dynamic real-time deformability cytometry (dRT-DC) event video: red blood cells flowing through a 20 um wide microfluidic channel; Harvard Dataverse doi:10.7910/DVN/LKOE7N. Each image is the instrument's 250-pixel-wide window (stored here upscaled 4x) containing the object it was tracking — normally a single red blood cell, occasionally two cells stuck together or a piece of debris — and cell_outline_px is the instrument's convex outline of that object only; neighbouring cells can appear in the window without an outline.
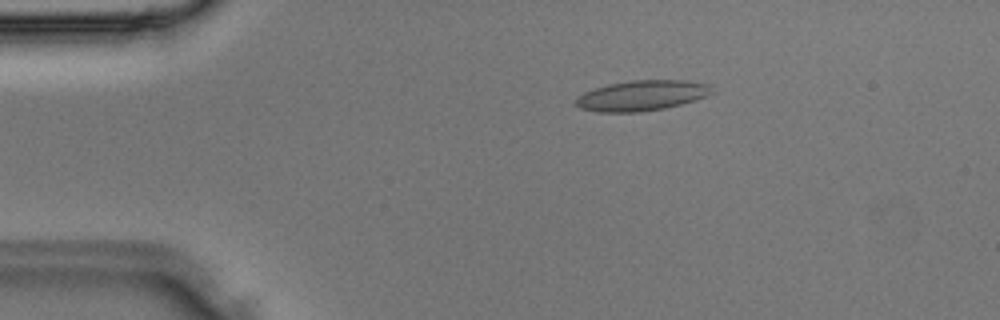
{"species": "Egyptian fruit bat (a non-hibernating species)", "species_latin": "Rousettus aegyptiacus", "temperature_condition": "room temperature", "stored_images_in_passage": 33, "camera_frame_rate_fps": 3000, "um_per_image_px": 0.085, "animal": {"sex": "male"}, "frame": {"image": 1, "passage_image": 3, "time_ms": 0.667, "image_size_px": [1000, 320], "cell_outline_px": [[712, 92], [696, 100], [664, 108], [640, 112], [600, 112], [580, 108], [576, 104], [576, 96], [584, 92], [608, 84], [632, 80], [688, 80], [708, 84]], "centroid_in_image_um": [54.52, 8.12], "position_along_channel_um": 30.5, "area_um2": 23.87}}
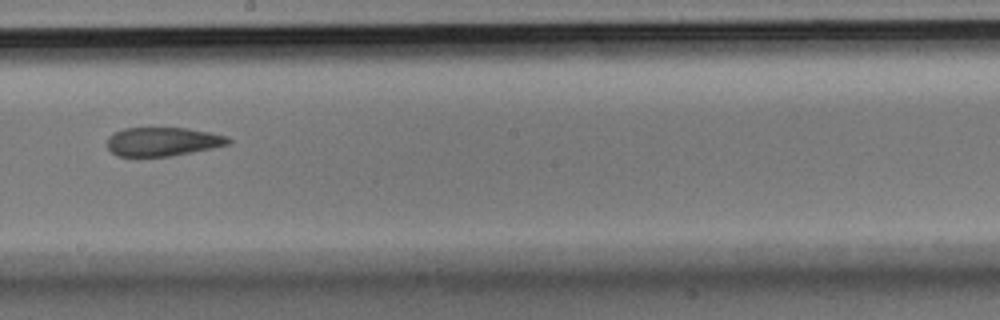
{"frame": {"image": 2, "passage_image": 17, "time_ms": 5.333, "image_size_px": [1000, 320], "cell_outline_px": [[232, 140], [228, 144], [212, 148], [172, 156], [116, 156], [108, 148], [108, 136], [124, 128], [188, 128], [212, 132], [228, 136]], "centroid_in_image_um": [13.86, 12.03], "position_along_channel_um": 234.3, "area_um2": 20.35}}
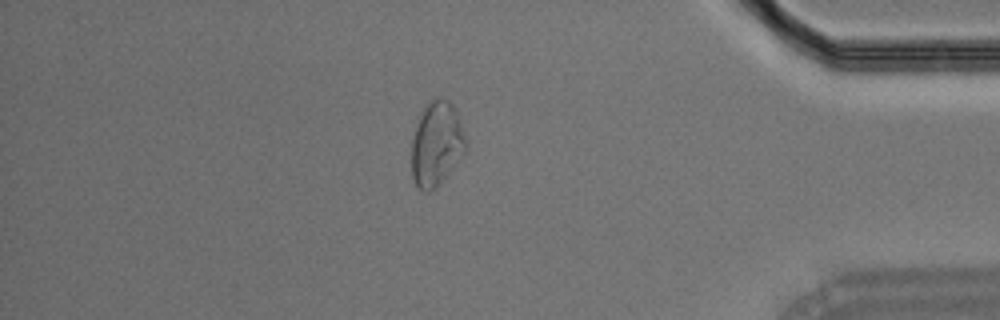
{"frame": {"image": 3, "passage_image": 28, "time_ms": 9.0, "image_size_px": [1000, 320], "cell_outline_px": [[468, 144], [464, 152], [444, 176], [428, 192], [424, 192], [416, 184], [412, 176], [412, 140], [416, 124], [428, 100], [436, 96], [440, 96], [448, 100], [452, 104], [456, 112]], "centroid_in_image_um": [37.09, 12.15], "position_along_channel_um": 398.1, "area_um2": 26.07}}